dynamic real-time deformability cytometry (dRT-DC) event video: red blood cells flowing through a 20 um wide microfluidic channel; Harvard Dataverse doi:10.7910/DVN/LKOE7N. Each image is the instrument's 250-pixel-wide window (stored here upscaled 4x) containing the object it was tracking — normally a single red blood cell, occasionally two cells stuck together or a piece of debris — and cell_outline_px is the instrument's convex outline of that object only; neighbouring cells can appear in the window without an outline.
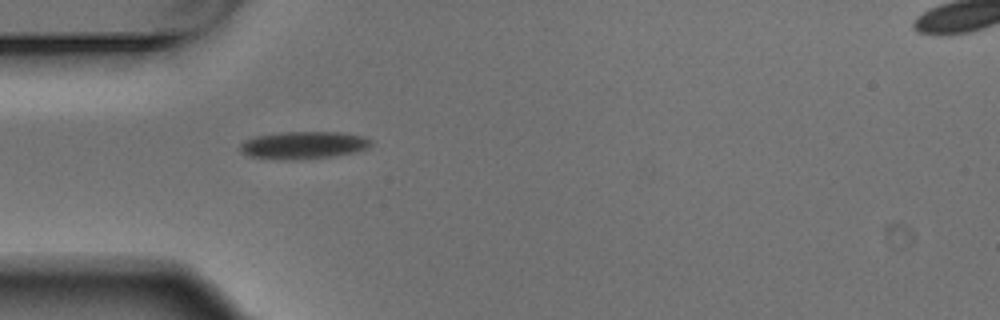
{"species": "Egyptian fruit bat (a non-hibernating species)", "species_latin": "Rousettus aegyptiacus", "temperature_condition": "warm", "stored_images_in_passage": 2, "segment_of_instrument_passage": [1, 2], "camera_frame_rate_fps": 3000, "um_per_image_px": 0.085, "animal": {"sex": "male"}, "frame": {"image": 1, "passage_image": 1, "time_ms": 0.0, "image_size_px": [1000, 320], "cell_outline_px": [[372, 144], [368, 148], [352, 152], [332, 156], [292, 160], [284, 160], [248, 156], [240, 152], [240, 144], [244, 140], [256, 136], [280, 132], [340, 132], [360, 136], [372, 140]], "centroid_in_image_um": [25.74, 12.34], "position_along_channel_um": 59.3, "area_um2": 20.87}}